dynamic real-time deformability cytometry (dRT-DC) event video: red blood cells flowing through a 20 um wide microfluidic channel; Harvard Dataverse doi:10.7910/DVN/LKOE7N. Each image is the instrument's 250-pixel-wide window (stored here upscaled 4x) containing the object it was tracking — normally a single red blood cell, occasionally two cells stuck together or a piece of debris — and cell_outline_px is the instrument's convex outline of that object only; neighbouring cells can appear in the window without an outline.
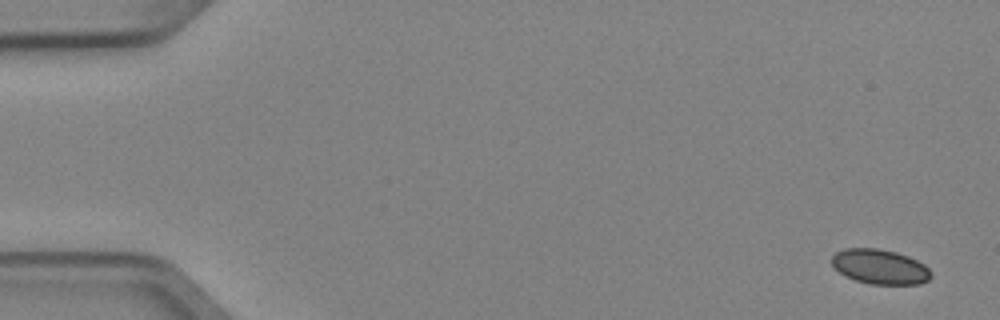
{"species": "Egyptian fruit bat (a non-hibernating species)", "species_latin": "Rousettus aegyptiacus", "temperature_condition": "cold", "stored_images_in_passage": 4, "camera_frame_rate_fps": 3000, "um_per_image_px": 0.085, "animal": {"sex": "female"}, "frame": {"image": 1, "passage_image": 1, "time_ms": 0.0, "image_size_px": [1000, 320], "cell_outline_px": [[932, 276], [928, 280], [920, 284], [868, 284], [844, 276], [832, 264], [832, 256], [836, 252], [844, 248], [876, 248], [896, 252], [908, 256], [924, 264], [932, 272]], "centroid_in_image_um": [74.8, 22.67], "position_along_channel_um": 10.2, "area_um2": 20.17}}
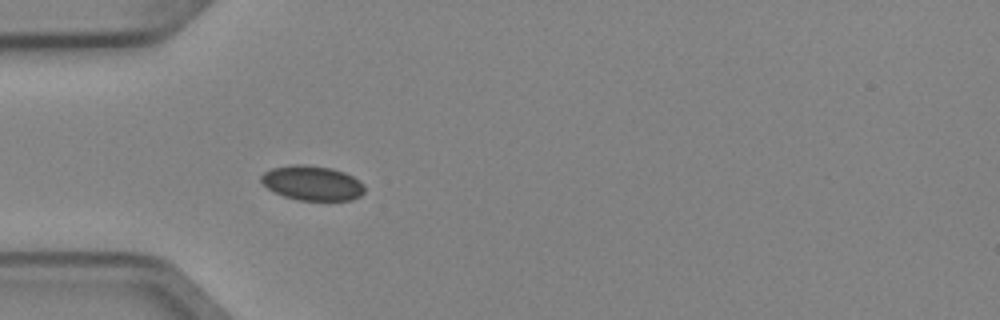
{"frame": {"image": 2, "passage_image": 4, "time_ms": 1.0, "image_size_px": [1000, 320], "cell_outline_px": [[364, 192], [360, 196], [352, 200], [296, 200], [272, 192], [260, 180], [260, 176], [264, 172], [272, 168], [296, 164], [332, 168], [344, 172], [360, 180], [364, 184]], "centroid_in_image_um": [26.54, 15.57], "position_along_channel_um": 58.5, "area_um2": 20.92}}